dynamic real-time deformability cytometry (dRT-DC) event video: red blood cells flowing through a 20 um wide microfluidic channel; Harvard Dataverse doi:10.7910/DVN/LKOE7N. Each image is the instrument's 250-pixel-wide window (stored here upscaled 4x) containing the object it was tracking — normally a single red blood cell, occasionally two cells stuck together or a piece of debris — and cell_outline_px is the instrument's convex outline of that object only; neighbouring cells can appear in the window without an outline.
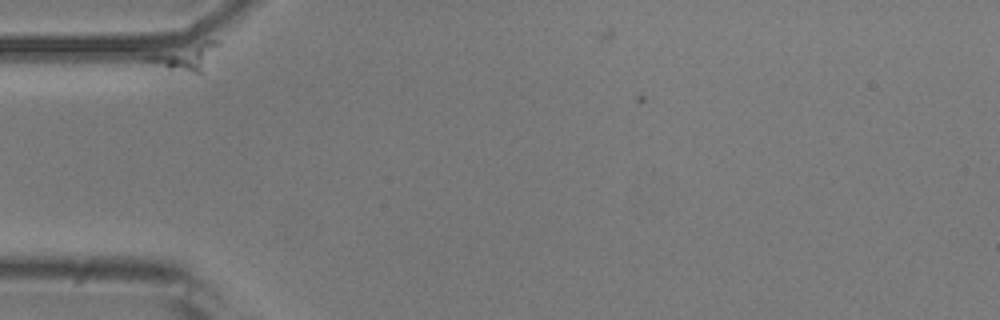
{"species": "common noctule bat (a hibernating species)", "species_latin": "Nyctalus noctula", "temperature_condition": "room temperature", "stored_images_in_passage": 4, "camera_frame_rate_fps": 3000, "um_per_image_px": 0.085, "animal": {"sex": "male", "body_mass_g": 20.5, "forearm_length_mm": 52.5}, "frame": {"image": 1, "passage_image": 1, "time_ms": 0.0, "image_size_px": [1000, 320], "cell_outline_px": [[220, 44], [204, 76], [200, 76], [168, 68], [144, 60], [144, 56], [204, 40], [220, 40]], "centroid_in_image_um": [15.93, 4.87], "position_along_channel_um": 69.1, "area_um2": 11.44}}